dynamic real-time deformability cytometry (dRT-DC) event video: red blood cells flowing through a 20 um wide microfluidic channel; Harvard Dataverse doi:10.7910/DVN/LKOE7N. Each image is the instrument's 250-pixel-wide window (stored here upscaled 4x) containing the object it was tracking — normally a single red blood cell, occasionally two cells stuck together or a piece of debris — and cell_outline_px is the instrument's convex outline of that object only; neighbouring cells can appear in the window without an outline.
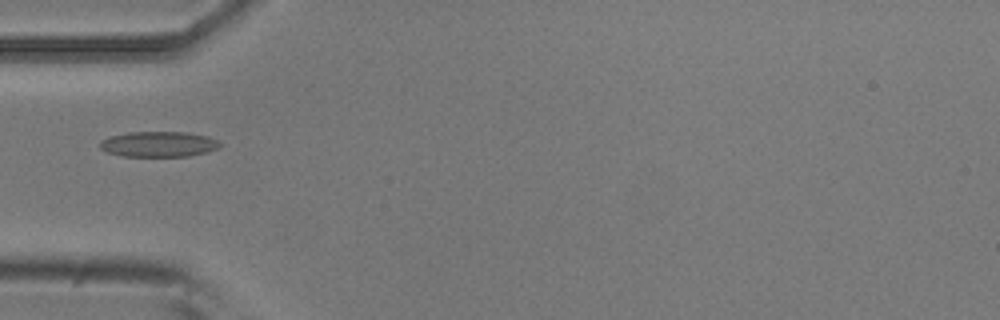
{"species": "common noctule bat (a hibernating species)", "species_latin": "Nyctalus noctula", "temperature_condition": "room temperature", "stored_images_in_passage": 6, "camera_frame_rate_fps": 3000, "um_per_image_px": 0.085, "animal": {"sex": "male", "body_mass_g": 20.5, "forearm_length_mm": 52.5}, "frame": {"image": 1, "passage_image": 5, "time_ms": 1.333, "image_size_px": [1000, 320], "cell_outline_px": [[224, 144], [220, 148], [208, 152], [188, 156], [124, 156], [108, 152], [100, 148], [100, 140], [108, 136], [128, 132], [188, 132], [208, 136]], "centroid_in_image_um": [13.52, 12.25], "position_along_channel_um": 71.5, "area_um2": 17.98}}
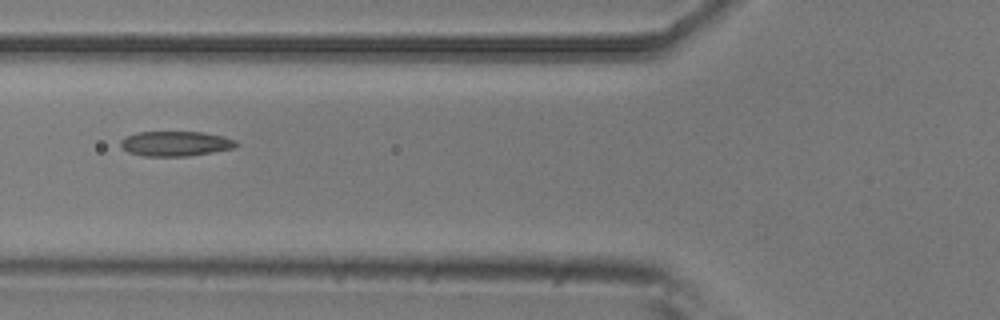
{"frame": {"image": 2, "passage_image": 6, "time_ms": 1.667, "image_size_px": [1000, 320], "cell_outline_px": [[240, 144], [232, 148], [212, 152], [188, 156], [144, 156], [128, 152], [120, 144], [120, 140], [124, 136], [136, 132], [204, 132], [224, 136], [236, 140]], "centroid_in_image_um": [14.92, 12.2], "position_along_channel_um": 110.9, "area_um2": 16.88}}